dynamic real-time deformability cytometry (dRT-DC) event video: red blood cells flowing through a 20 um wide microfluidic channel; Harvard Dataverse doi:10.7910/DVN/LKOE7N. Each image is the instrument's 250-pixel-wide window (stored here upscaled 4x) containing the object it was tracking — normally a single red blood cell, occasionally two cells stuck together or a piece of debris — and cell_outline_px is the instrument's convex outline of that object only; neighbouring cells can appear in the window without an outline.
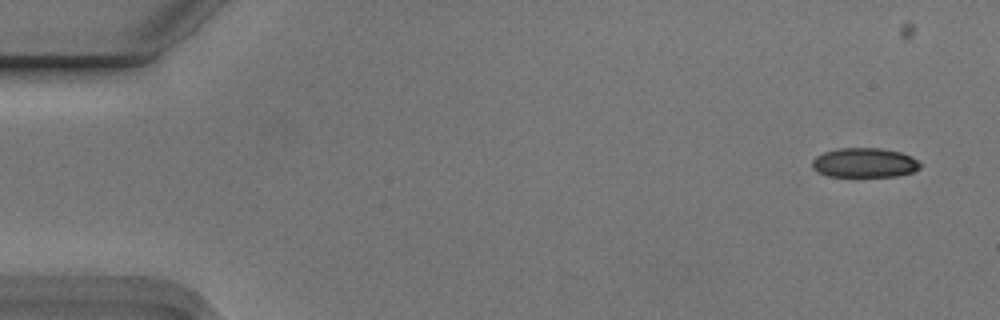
{"species": "Egyptian fruit bat (a non-hibernating species)", "species_latin": "Rousettus aegyptiacus", "temperature_condition": "cold", "stored_images_in_passage": 9, "camera_frame_rate_fps": 3000, "um_per_image_px": 0.085, "animal": {"sex": "male"}, "frame": {"image": 1, "passage_image": 2, "time_ms": 0.333, "image_size_px": [1000, 320], "cell_outline_px": [[920, 168], [912, 172], [896, 176], [828, 176], [816, 172], [812, 168], [812, 160], [816, 156], [824, 152], [840, 148], [880, 148], [900, 152], [912, 156], [920, 164]], "centroid_in_image_um": [73.45, 13.83], "position_along_channel_um": 11.5, "area_um2": 18.55}}
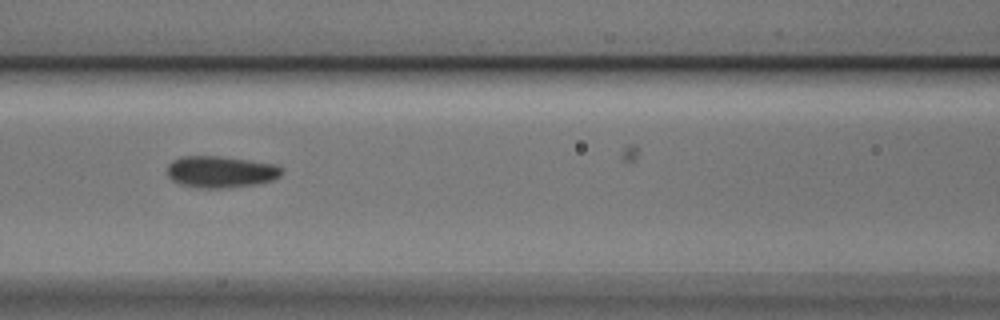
{"frame": {"image": 2, "passage_image": 8, "time_ms": 2.333, "image_size_px": [1000, 320], "cell_outline_px": [[284, 172], [280, 176], [272, 180], [260, 184], [224, 188], [196, 188], [180, 184], [172, 180], [168, 176], [168, 164], [172, 160], [184, 156], [216, 156], [248, 160], [276, 164], [284, 168]], "centroid_in_image_um": [18.79, 14.61], "position_along_channel_um": 147.8, "area_um2": 21.33}}
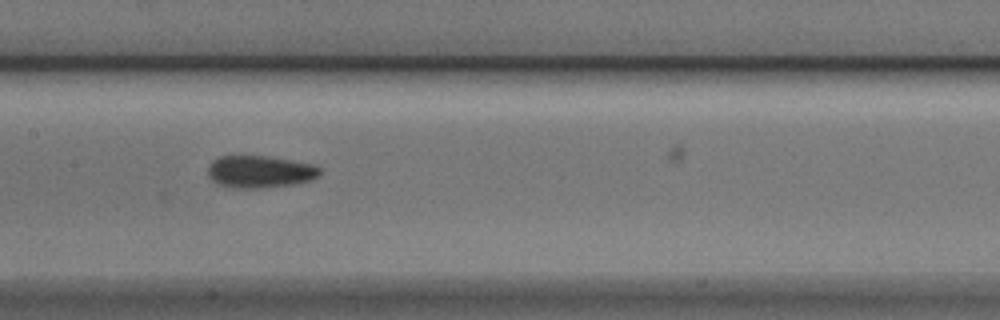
{"frame": {"image": 3, "passage_image": 9, "time_ms": 2.667, "image_size_px": [1000, 320], "cell_outline_px": [[320, 176], [312, 180], [300, 184], [260, 188], [236, 188], [216, 184], [208, 176], [208, 168], [212, 160], [220, 156], [264, 156], [312, 164], [320, 168]], "centroid_in_image_um": [22.1, 14.61], "position_along_channel_um": 185.3, "area_um2": 21.15}}